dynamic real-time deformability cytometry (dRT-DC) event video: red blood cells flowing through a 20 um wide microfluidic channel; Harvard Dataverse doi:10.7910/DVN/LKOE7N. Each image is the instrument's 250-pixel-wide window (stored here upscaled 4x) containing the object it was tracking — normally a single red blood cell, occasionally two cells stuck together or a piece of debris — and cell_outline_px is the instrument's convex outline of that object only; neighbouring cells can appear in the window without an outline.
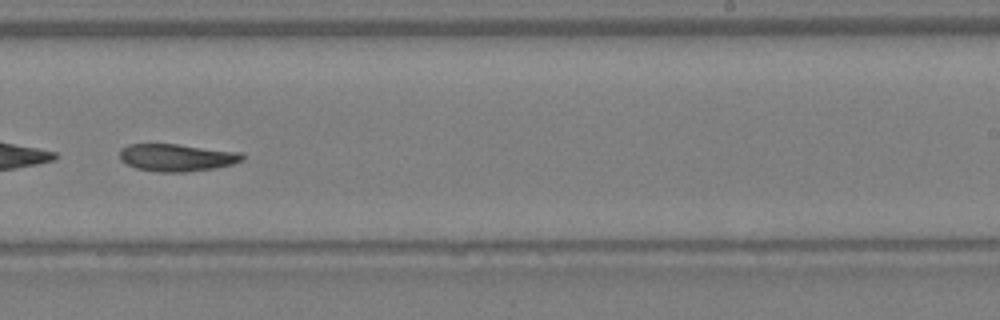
{"species": "Egyptian fruit bat (a non-hibernating species)", "species_latin": "Rousettus aegyptiacus", "temperature_condition": "warm", "stored_images_in_passage": 27, "camera_frame_rate_fps": 3000, "um_per_image_px": 0.085, "animal": {"sex": "female"}, "frame": {"image": 1, "passage_image": 16, "time_ms": 5.0, "image_size_px": [1000, 320], "cell_outline_px": [[244, 160], [232, 164], [216, 168], [184, 172], [160, 172], [136, 168], [120, 160], [120, 148], [128, 144], [176, 144], [240, 152], [244, 156]], "centroid_in_image_um": [15.02, 13.39], "position_along_channel_um": 274.0, "area_um2": 19.54}}